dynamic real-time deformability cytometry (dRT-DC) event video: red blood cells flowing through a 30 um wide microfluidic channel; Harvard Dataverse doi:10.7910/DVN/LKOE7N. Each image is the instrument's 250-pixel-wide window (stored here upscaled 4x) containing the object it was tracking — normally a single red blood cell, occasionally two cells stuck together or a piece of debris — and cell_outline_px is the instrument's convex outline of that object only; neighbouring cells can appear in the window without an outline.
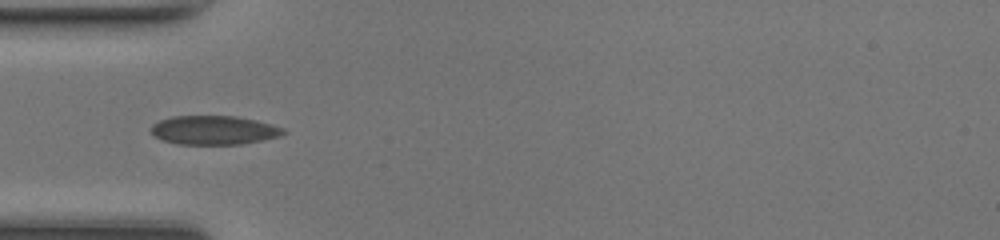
{"species": "common noctule bat (a hibernating species)", "species_latin": "Nyctalus noctula", "temperature_condition": "room temperature", "stored_images_in_passage": 34, "camera_frame_rate_fps": 3000, "um_per_image_px": 0.085, "animal": {"sex": "female", "body_mass_g": 17.0, "forearm_length_mm": 48.0}, "frame": {"image": 1, "passage_image": 1, "time_ms": 0.0, "image_size_px": [1000, 240], "cell_outline_px": [[288, 132], [280, 136], [240, 144], [176, 144], [164, 140], [156, 136], [152, 132], [152, 124], [160, 120], [172, 116], [236, 116], [256, 120], [272, 124], [284, 128]], "centroid_in_image_um": [18.21, 11.05], "position_along_channel_um": 66.8, "area_um2": 22.2}}
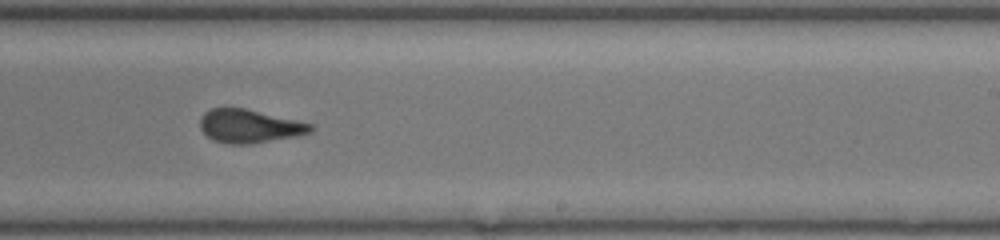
{"frame": {"image": 2, "passage_image": 15, "time_ms": 4.667, "image_size_px": [1000, 240], "cell_outline_px": [[312, 132], [292, 136], [248, 144], [228, 144], [212, 140], [200, 128], [200, 116], [204, 112], [212, 108], [244, 108], [312, 124]], "centroid_in_image_um": [21.13, 10.72], "position_along_channel_um": 267.9, "area_um2": 21.1}}
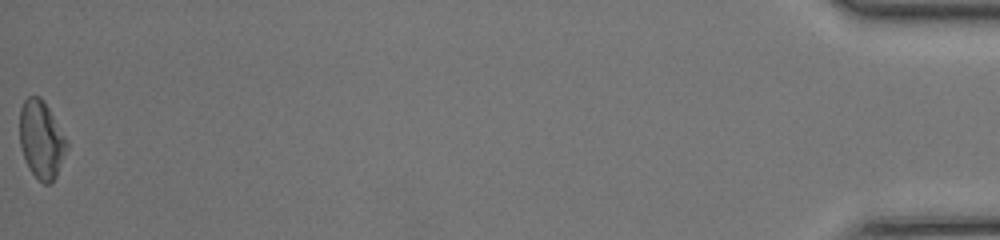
{"frame": {"image": 3, "passage_image": 34, "time_ms": 11.0, "image_size_px": [1000, 240], "cell_outline_px": [[68, 148], [56, 176], [48, 184], [44, 184], [28, 168], [24, 160], [20, 144], [20, 108], [24, 100], [28, 96], [40, 96], [44, 100], [68, 140]], "centroid_in_image_um": [3.52, 11.84], "position_along_channel_um": 431.7, "area_um2": 21.44}, "authors_computed_cell_mechanics": {"area_um2": 21.964, "velocity_mm_per_s": 4.3044, "shape_relaxation_time_tau1_ms": 4.8469, "shape_relaxation_time_tau2_ms": 0.5529, "deformation_change_tau1": 0.1588, "deformation_change_tau2": 0.047}}